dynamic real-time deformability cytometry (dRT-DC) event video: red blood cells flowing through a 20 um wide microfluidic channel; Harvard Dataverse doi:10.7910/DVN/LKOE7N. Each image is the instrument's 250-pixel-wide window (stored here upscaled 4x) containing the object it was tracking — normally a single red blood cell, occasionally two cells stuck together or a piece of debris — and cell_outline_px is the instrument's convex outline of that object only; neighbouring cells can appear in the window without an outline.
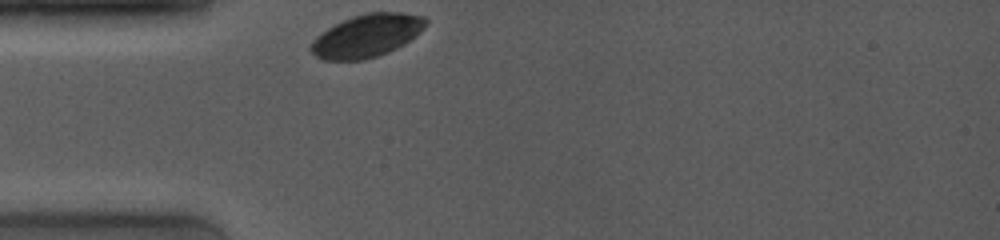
{"species": "common noctule bat (a hibernating species)", "species_latin": "Nyctalus noctula", "temperature_condition": "room temperature", "stored_images_in_passage": 25, "camera_frame_rate_fps": 4000, "um_per_image_px": 0.085, "animal": {"sex": "female", "body_mass_g": 19.0, "forearm_length_mm": 53.3}, "frame": {"image": 1, "passage_image": 1, "time_ms": 0.0, "image_size_px": [1000, 240], "cell_outline_px": [[428, 20], [424, 28], [420, 32], [404, 44], [388, 52], [364, 60], [324, 60], [316, 56], [308, 48], [312, 40], [316, 36], [328, 28], [352, 16], [368, 12], [400, 12], [424, 16]], "centroid_in_image_um": [31.18, 3.03], "position_along_channel_um": 53.8, "area_um2": 28.61}}
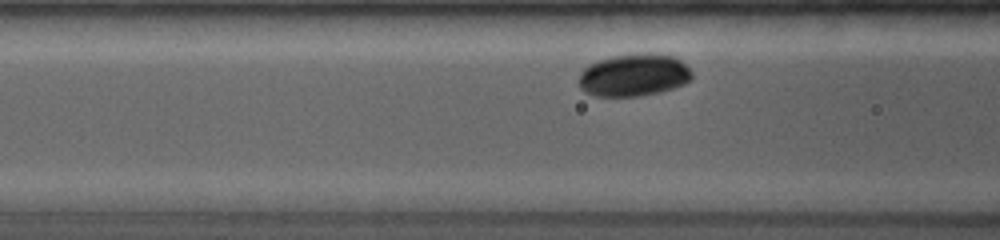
{"frame": {"image": 2, "passage_image": 8, "time_ms": 1.75, "image_size_px": [1000, 240], "cell_outline_px": [[692, 76], [684, 84], [660, 92], [640, 96], [596, 96], [584, 92], [580, 88], [580, 72], [588, 64], [612, 56], [644, 52], [652, 52], [672, 56], [680, 60], [692, 72]], "centroid_in_image_um": [53.86, 6.37], "position_along_channel_um": 112.7, "area_um2": 28.03}}